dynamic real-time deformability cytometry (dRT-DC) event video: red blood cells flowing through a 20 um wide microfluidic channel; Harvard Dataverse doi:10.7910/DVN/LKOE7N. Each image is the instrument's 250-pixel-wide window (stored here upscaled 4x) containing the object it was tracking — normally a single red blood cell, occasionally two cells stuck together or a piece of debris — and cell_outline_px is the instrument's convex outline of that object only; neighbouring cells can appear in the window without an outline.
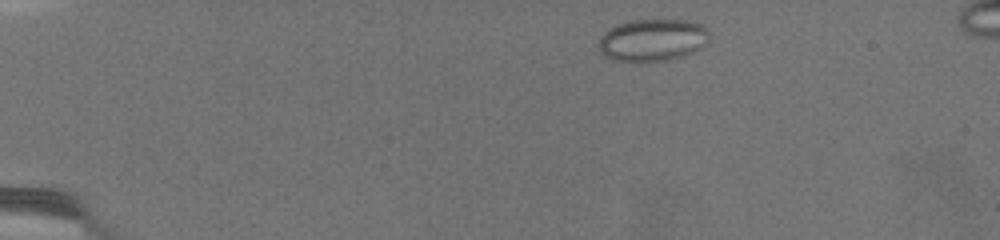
{"species": "common noctule bat (a hibernating species)", "species_latin": "Nyctalus noctula", "temperature_condition": "warm", "stored_images_in_passage": 23, "camera_frame_rate_fps": 3000, "um_per_image_px": 0.085, "animal": {"sex": "female", "body_mass_g": 19.5, "forearm_length_mm": 54.1}, "frame": {"image": 1, "passage_image": 3, "time_ms": 1.667, "image_size_px": [1000, 240], "cell_outline_px": [[708, 44], [692, 52], [668, 60], [612, 60], [600, 52], [596, 44], [604, 32], [628, 20], [688, 20], [700, 24], [708, 32]], "centroid_in_image_um": [55.45, 3.39], "position_along_channel_um": 29.5, "area_um2": 26.88}}
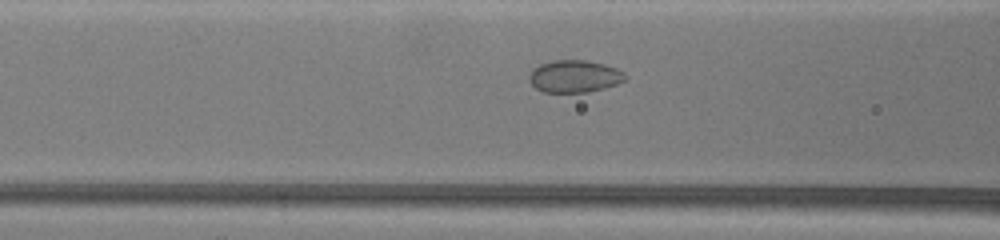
{"frame": {"image": 2, "passage_image": 14, "time_ms": 7.667, "image_size_px": [1000, 240], "cell_outline_px": [[628, 76], [624, 80], [616, 84], [604, 88], [588, 92], [544, 92], [536, 88], [528, 80], [528, 76], [532, 68], [540, 64], [552, 60], [584, 60], [604, 64], [616, 68], [624, 72]], "centroid_in_image_um": [48.81, 6.48], "position_along_channel_um": 117.8, "area_um2": 18.15}}
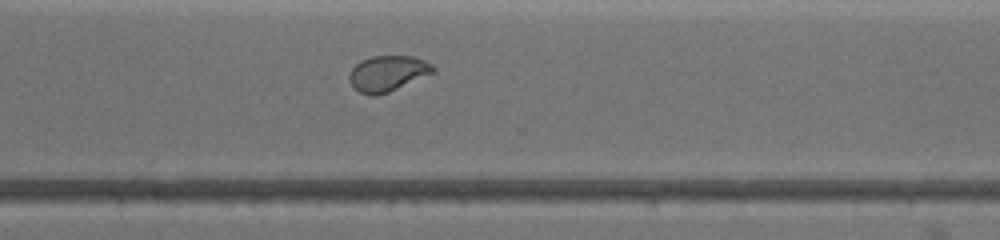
{"frame": {"image": 3, "passage_image": 23, "time_ms": 15.0, "image_size_px": [1000, 240], "cell_outline_px": [[436, 72], [388, 92], [376, 96], [372, 96], [360, 92], [348, 80], [348, 76], [352, 68], [360, 60], [372, 56], [412, 56], [424, 60], [432, 64], [436, 68]], "centroid_in_image_um": [32.96, 6.23], "position_along_channel_um": 337.6, "area_um2": 17.46}}